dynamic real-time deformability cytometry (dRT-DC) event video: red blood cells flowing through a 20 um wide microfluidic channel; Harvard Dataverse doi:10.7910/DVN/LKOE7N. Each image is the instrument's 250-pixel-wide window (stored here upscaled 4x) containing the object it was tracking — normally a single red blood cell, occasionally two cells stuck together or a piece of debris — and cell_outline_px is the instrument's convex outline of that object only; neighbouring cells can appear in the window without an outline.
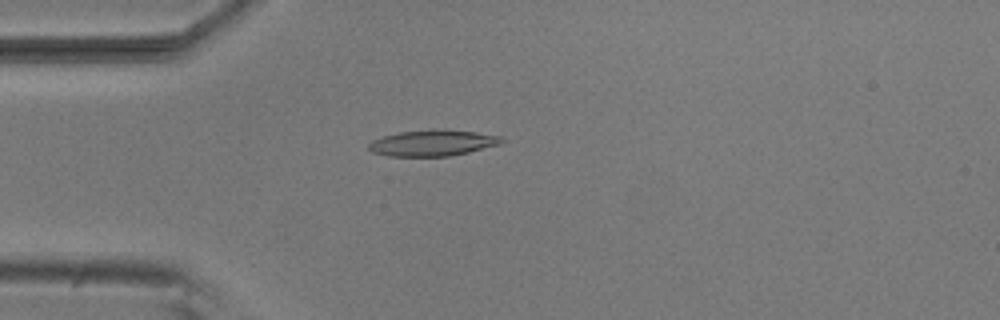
{"species": "common noctule bat (a hibernating species)", "species_latin": "Nyctalus noctula", "temperature_condition": "room temperature", "stored_images_in_passage": 53, "camera_frame_rate_fps": 3000, "um_per_image_px": 0.085, "animal": {"sex": "male", "body_mass_g": 20.5, "forearm_length_mm": 52.5}, "frame": {"image": 1, "passage_image": 14, "time_ms": 4.333, "image_size_px": [1000, 320], "cell_outline_px": [[504, 140], [500, 144], [468, 152], [448, 156], [388, 156], [372, 152], [368, 148], [368, 144], [372, 140], [384, 136], [400, 132], [432, 128], [476, 132], [504, 136]], "centroid_in_image_um": [36.78, 12.14], "position_along_channel_um": 48.2, "area_um2": 20.29}}
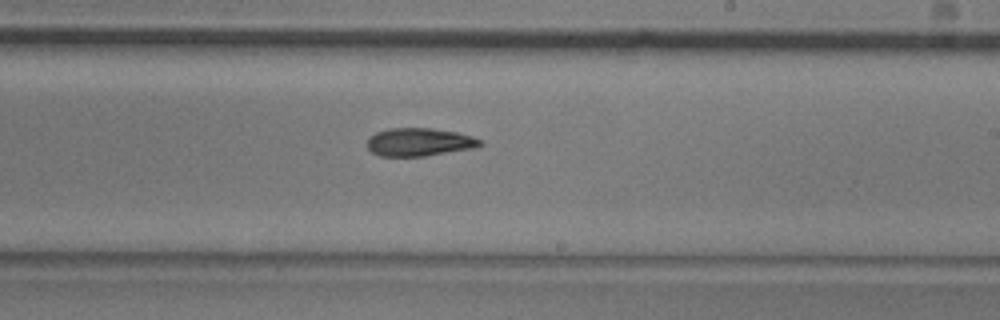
{"frame": {"image": 2, "passage_image": 31, "time_ms": 10.0, "image_size_px": [1000, 320], "cell_outline_px": [[484, 144], [476, 148], [424, 156], [380, 156], [372, 152], [368, 148], [368, 136], [376, 132], [388, 128], [432, 128], [456, 132], [472, 136], [484, 140]], "centroid_in_image_um": [35.67, 12.07], "position_along_channel_um": 253.3, "area_um2": 18.67}}
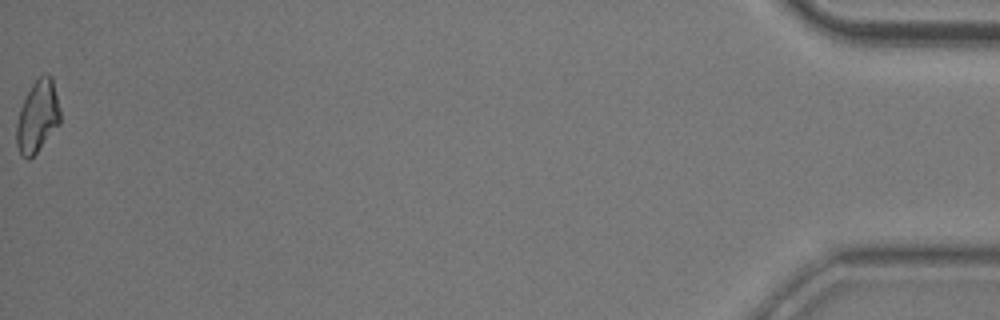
{"frame": {"image": 3, "passage_image": 53, "time_ms": 17.333, "image_size_px": [1000, 320], "cell_outline_px": [[60, 124], [36, 152], [28, 160], [20, 156], [16, 144], [16, 124], [20, 108], [32, 84], [44, 72], [48, 72], [52, 76], [60, 108]], "centroid_in_image_um": [3.19, 9.89], "position_along_channel_um": 432.0, "area_um2": 18.44}, "authors_computed_cell_mechanics": {"area_um2": 18.8428, "velocity_mm_per_s": 3.8128, "shape_relaxation_time_tau1_ms": 5.6182, "shape_relaxation_time_tau2_ms": 8.4647, "deformation_change_tau1": 0.1534, "deformation_change_tau2": 0.196}}